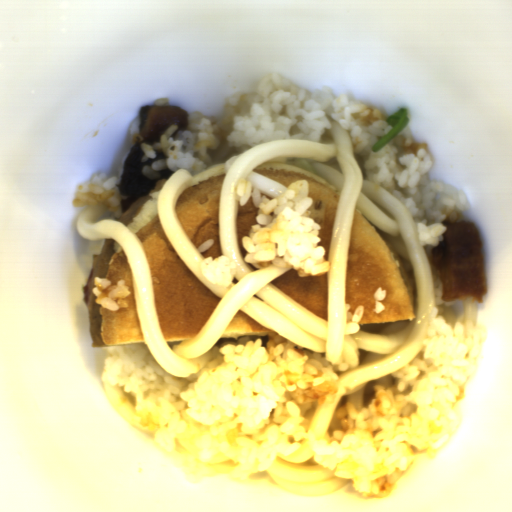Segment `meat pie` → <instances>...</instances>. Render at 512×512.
I'll use <instances>...</instances> for the list:
<instances>
[{
	"label": "meat pie",
	"mask_w": 512,
	"mask_h": 512,
	"mask_svg": "<svg viewBox=\"0 0 512 512\" xmlns=\"http://www.w3.org/2000/svg\"><path fill=\"white\" fill-rule=\"evenodd\" d=\"M117 250H123L114 238H106L102 249L92 260L90 275L86 283L88 326L93 346L103 344L101 334L100 304L95 301L96 295L92 291L95 285V278H105L107 267L111 257Z\"/></svg>",
	"instance_id": "b5893723"
},
{
	"label": "meat pie",
	"mask_w": 512,
	"mask_h": 512,
	"mask_svg": "<svg viewBox=\"0 0 512 512\" xmlns=\"http://www.w3.org/2000/svg\"><path fill=\"white\" fill-rule=\"evenodd\" d=\"M175 172L172 169H166L161 172H158V176L155 179L156 182L154 184L153 190L150 192L140 196L136 201H134L126 210H124L120 216H115L114 219L122 223L123 225H127L130 223L135 216L141 211L144 205L150 199V195L155 191L161 190L163 184L169 179V177Z\"/></svg>",
	"instance_id": "c0bc52ac"
}]
</instances>
